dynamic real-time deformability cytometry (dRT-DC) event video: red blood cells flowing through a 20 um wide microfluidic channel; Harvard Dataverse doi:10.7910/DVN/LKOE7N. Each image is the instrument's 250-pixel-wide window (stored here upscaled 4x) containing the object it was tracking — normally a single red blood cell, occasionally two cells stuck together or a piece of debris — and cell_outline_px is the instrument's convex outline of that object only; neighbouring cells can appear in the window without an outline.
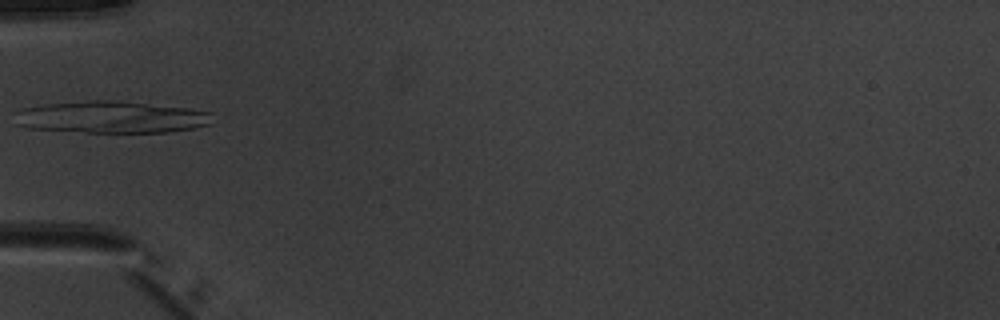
{"species": "common noctule bat (a hibernating species)", "species_latin": "Nyctalus noctula", "temperature_condition": "warm", "stored_images_in_passage": 6, "camera_frame_rate_fps": 3000, "um_per_image_px": 0.085, "animal": {"sex": "male", "body_mass_g": 20.1, "forearm_length_mm": 53.5}, "frame": {"image": 1, "passage_image": 6, "time_ms": 5.667, "image_size_px": [1000, 320], "cell_outline_px": [[212, 124], [192, 128], [168, 132], [88, 132], [24, 128], [12, 124], [12, 112], [20, 108], [44, 104], [92, 100], [120, 100], [188, 108], [212, 112]], "centroid_in_image_um": [9.35, 9.95], "position_along_channel_um": 75.7, "area_um2": 37.57}}